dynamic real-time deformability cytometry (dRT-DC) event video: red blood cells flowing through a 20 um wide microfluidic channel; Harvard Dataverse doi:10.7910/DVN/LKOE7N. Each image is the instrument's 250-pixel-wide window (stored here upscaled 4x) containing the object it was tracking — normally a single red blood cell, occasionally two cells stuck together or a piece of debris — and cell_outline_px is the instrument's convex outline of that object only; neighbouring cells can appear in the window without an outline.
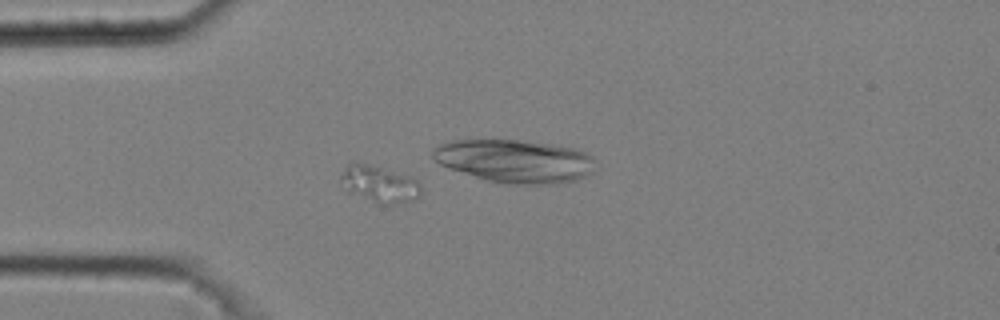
{"species": "common noctule bat (a hibernating species)", "species_latin": "Nyctalus noctula", "temperature_condition": "cold", "stored_images_in_passage": 51, "camera_frame_rate_fps": 3000, "um_per_image_px": 0.085, "animal": {"sex": "male", "body_mass_g": 20.4}, "frame": {"image": 1, "passage_image": 13, "time_ms": 4.0, "image_size_px": [1000, 320], "cell_outline_px": [[420, 196], [412, 200], [392, 204], [384, 204], [348, 192], [340, 180], [340, 176], [344, 168], [352, 160], [356, 160], [412, 176], [420, 184]], "centroid_in_image_um": [32.23, 15.59], "position_along_channel_um": 52.8, "area_um2": 17.22}}
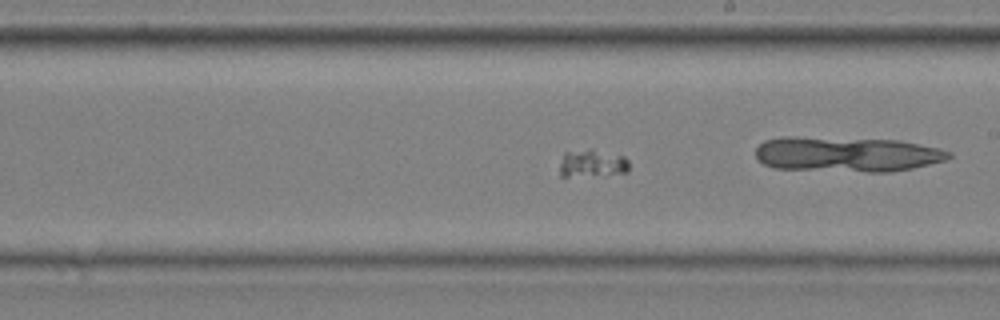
{"frame": {"image": 2, "passage_image": 29, "time_ms": 9.333, "image_size_px": [1000, 320], "cell_outline_px": [[628, 172], [604, 176], [560, 176], [560, 164], [564, 152], [588, 148], [592, 148], [624, 156], [628, 160]], "centroid_in_image_um": [50.35, 13.88], "position_along_channel_um": 238.7, "area_um2": 11.56}}
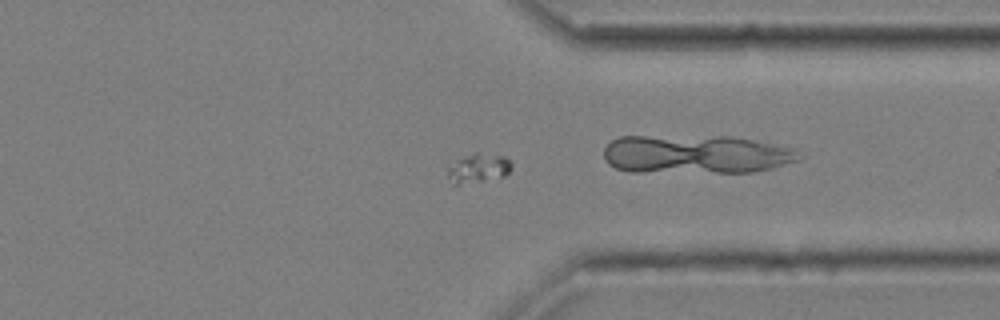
{"frame": {"image": 3, "passage_image": 40, "time_ms": 13.0, "image_size_px": [1000, 320], "cell_outline_px": [[512, 168], [504, 176], [456, 184], [448, 176], [448, 164], [456, 160], [476, 152], [504, 156], [512, 164]], "centroid_in_image_um": [40.66, 14.26], "position_along_channel_um": 370.7, "area_um2": 10.46}}